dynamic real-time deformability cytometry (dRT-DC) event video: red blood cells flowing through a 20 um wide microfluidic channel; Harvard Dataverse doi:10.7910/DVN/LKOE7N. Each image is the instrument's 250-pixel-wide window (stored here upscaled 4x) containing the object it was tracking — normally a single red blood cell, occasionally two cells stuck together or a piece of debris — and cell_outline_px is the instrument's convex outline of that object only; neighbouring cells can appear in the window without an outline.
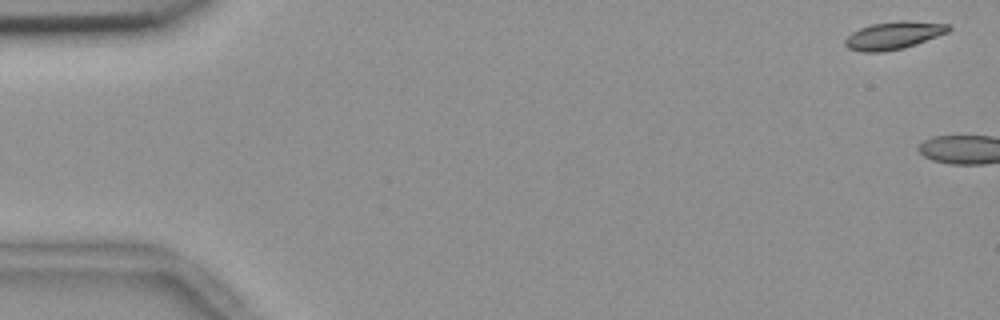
{"species": "common noctule bat (a hibernating species)", "species_latin": "Nyctalus noctula", "temperature_condition": "room temperature", "stored_images_in_passage": 4, "camera_frame_rate_fps": 3000, "um_per_image_px": 0.085, "animal": {"sex": "female", "body_mass_g": 18.4}, "frame": {"image": 1, "passage_image": 2, "time_ms": 0.333, "image_size_px": [1000, 320], "cell_outline_px": [[952, 28], [948, 32], [916, 44], [904, 48], [880, 52], [864, 52], [848, 48], [844, 44], [844, 40], [852, 32], [860, 28], [872, 24], [900, 20], [904, 20], [948, 24]], "centroid_in_image_um": [75.95, 3.01], "position_along_channel_um": 9.0, "area_um2": 16.59}}